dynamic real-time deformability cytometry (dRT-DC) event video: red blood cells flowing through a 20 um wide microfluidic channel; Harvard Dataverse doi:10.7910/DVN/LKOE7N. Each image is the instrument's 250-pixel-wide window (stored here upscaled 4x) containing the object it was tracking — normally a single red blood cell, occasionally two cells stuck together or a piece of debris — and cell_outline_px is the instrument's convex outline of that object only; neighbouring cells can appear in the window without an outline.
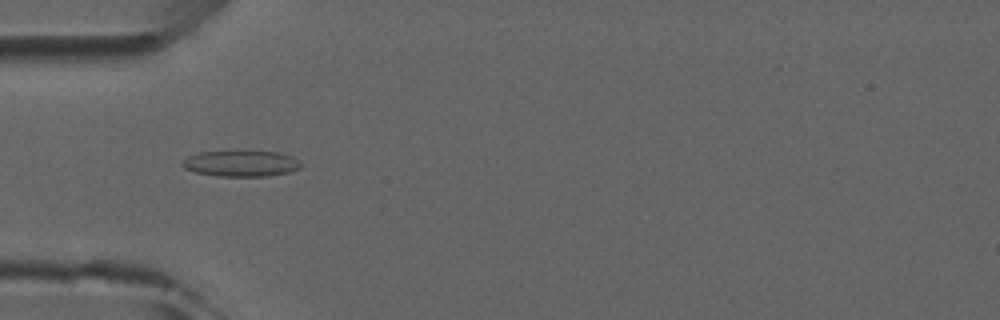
{"species": "common noctule bat (a hibernating species)", "species_latin": "Nyctalus noctula", "temperature_condition": "room temperature", "stored_images_in_passage": 4, "camera_frame_rate_fps": 3000, "um_per_image_px": 0.085, "animal": {"sex": "male", "forearm_length_mm": 52.5}, "frame": {"image": 1, "passage_image": 4, "time_ms": 3.333, "image_size_px": [1000, 320], "cell_outline_px": [[300, 168], [288, 172], [268, 176], [216, 176], [196, 172], [184, 168], [180, 164], [180, 160], [188, 156], [200, 152], [236, 148], [244, 148], [280, 152], [292, 156], [300, 160]], "centroid_in_image_um": [20.46, 13.83], "position_along_channel_um": 64.5, "area_um2": 19.13}}